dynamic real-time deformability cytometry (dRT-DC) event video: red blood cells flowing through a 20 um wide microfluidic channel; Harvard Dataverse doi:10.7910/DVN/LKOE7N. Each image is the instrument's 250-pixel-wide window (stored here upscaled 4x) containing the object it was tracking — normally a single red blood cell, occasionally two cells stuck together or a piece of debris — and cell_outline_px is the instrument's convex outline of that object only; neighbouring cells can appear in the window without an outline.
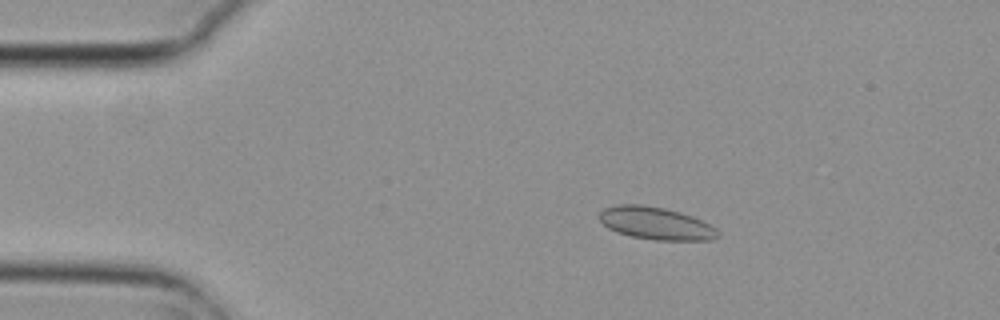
{"species": "common noctule bat (a hibernating species)", "species_latin": "Nyctalus noctula", "temperature_condition": "cold", "stored_images_in_passage": 6, "camera_frame_rate_fps": 3000, "um_per_image_px": 0.085, "animal": {"sex": "female", "body_mass_g": 29.2, "forearm_length_mm": 56.3}, "frame": {"image": 1, "passage_image": 3, "time_ms": 0.667, "image_size_px": [1000, 320], "cell_outline_px": [[720, 236], [712, 240], [656, 240], [632, 236], [616, 232], [608, 228], [596, 216], [604, 208], [616, 204], [640, 204], [664, 208], [680, 212], [692, 216], [716, 228], [720, 232]], "centroid_in_image_um": [55.73, 18.98], "position_along_channel_um": 29.3, "area_um2": 22.54}}
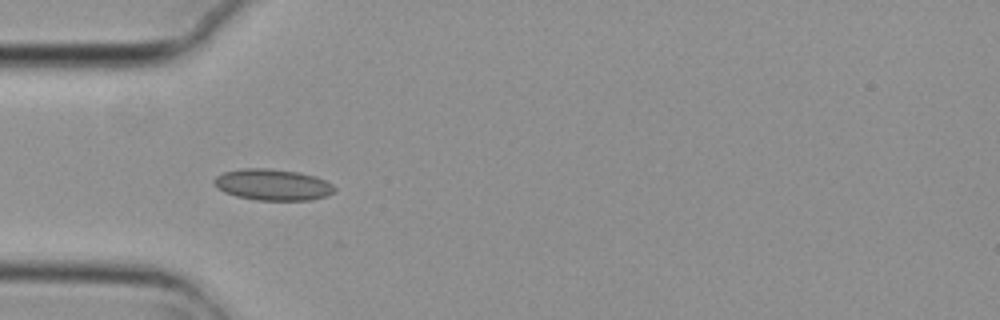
{"frame": {"image": 2, "passage_image": 5, "time_ms": 1.333, "image_size_px": [1000, 320], "cell_outline_px": [[336, 188], [328, 196], [312, 200], [256, 200], [236, 196], [224, 192], [212, 180], [216, 176], [224, 172], [244, 168], [264, 168], [300, 172], [316, 176], [332, 184]], "centroid_in_image_um": [23.21, 15.7], "position_along_channel_um": 61.8, "area_um2": 21.91}}
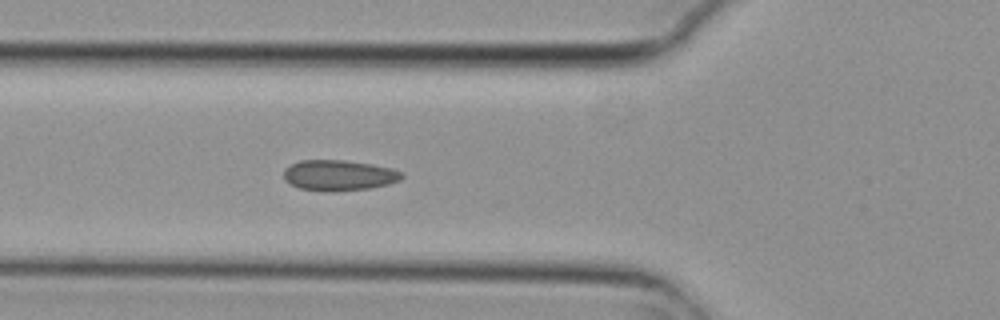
{"frame": {"image": 3, "passage_image": 6, "time_ms": 1.667, "image_size_px": [1000, 320], "cell_outline_px": [[404, 176], [400, 180], [388, 184], [368, 188], [328, 192], [324, 192], [300, 188], [284, 180], [284, 168], [300, 160], [344, 160], [372, 164], [392, 168], [400, 172]], "centroid_in_image_um": [28.79, 14.9], "position_along_channel_um": 97.0, "area_um2": 21.04}}